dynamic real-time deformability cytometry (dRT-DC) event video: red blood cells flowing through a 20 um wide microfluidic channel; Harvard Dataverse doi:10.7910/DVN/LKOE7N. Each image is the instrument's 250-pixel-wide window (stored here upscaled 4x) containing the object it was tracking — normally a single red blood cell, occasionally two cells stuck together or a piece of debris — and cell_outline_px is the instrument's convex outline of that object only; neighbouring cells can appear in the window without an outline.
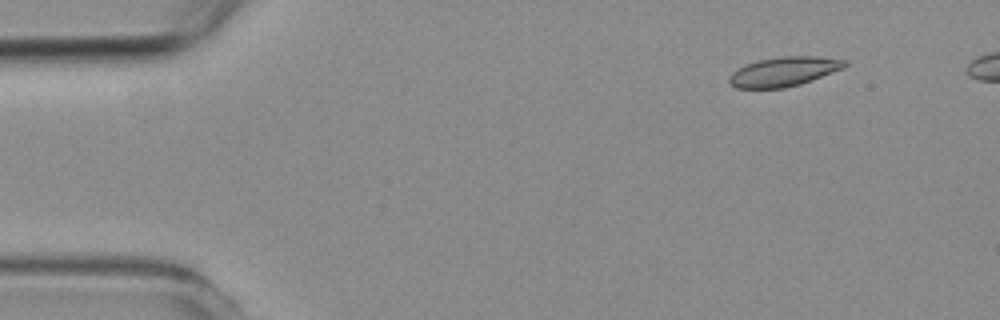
{"species": "common noctule bat (a hibernating species)", "species_latin": "Nyctalus noctula", "temperature_condition": "room temperature", "stored_images_in_passage": 7, "camera_frame_rate_fps": 3000, "um_per_image_px": 0.085, "animal": {"sex": "female", "body_mass_g": 19.3, "forearm_length_mm": 54.1}, "frame": {"image": 1, "passage_image": 2, "time_ms": 1.333, "image_size_px": [1000, 320], "cell_outline_px": [[848, 64], [844, 68], [812, 80], [800, 84], [784, 88], [736, 88], [728, 84], [728, 76], [732, 72], [756, 60], [784, 56], [816, 56], [848, 60]], "centroid_in_image_um": [66.63, 6.08], "position_along_channel_um": 18.4, "area_um2": 19.88}}
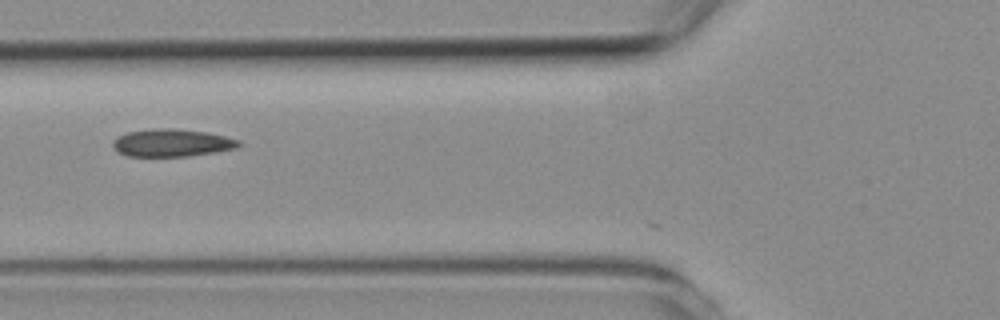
{"frame": {"image": 2, "passage_image": 6, "time_ms": 6.0, "image_size_px": [1000, 320], "cell_outline_px": [[240, 144], [236, 148], [216, 152], [188, 156], [128, 156], [116, 152], [112, 148], [112, 140], [128, 132], [152, 128], [172, 128], [208, 132], [240, 140]], "centroid_in_image_um": [14.58, 12.14], "position_along_channel_um": 111.2, "area_um2": 20.35}}
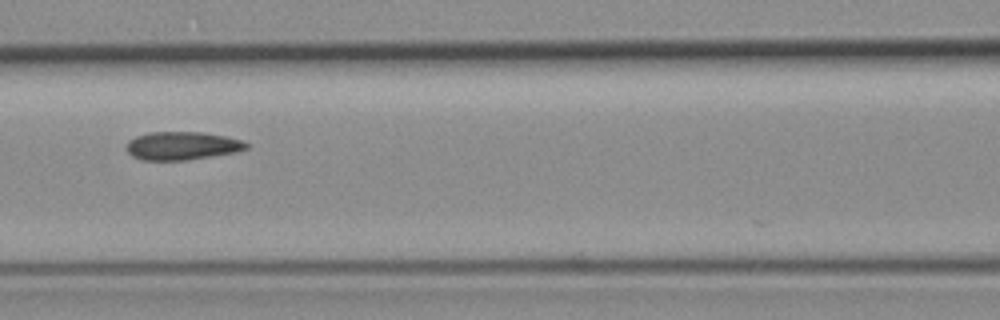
{"frame": {"image": 3, "passage_image": 7, "time_ms": 7.0, "image_size_px": [1000, 320], "cell_outline_px": [[248, 148], [236, 152], [212, 156], [184, 160], [144, 160], [132, 156], [128, 152], [128, 140], [136, 136], [148, 132], [200, 132], [224, 136], [244, 140], [248, 144]], "centroid_in_image_um": [15.49, 12.38], "position_along_channel_um": 151.1, "area_um2": 19.59}}